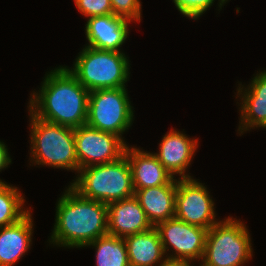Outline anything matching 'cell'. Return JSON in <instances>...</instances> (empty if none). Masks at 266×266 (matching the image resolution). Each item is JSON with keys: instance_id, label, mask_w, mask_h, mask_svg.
<instances>
[{"instance_id": "6da1fadb", "label": "cell", "mask_w": 266, "mask_h": 266, "mask_svg": "<svg viewBox=\"0 0 266 266\" xmlns=\"http://www.w3.org/2000/svg\"><path fill=\"white\" fill-rule=\"evenodd\" d=\"M89 91L66 67L47 73L39 94L33 93L30 111L38 118L77 128L86 125Z\"/></svg>"}, {"instance_id": "7a4b0ae2", "label": "cell", "mask_w": 266, "mask_h": 266, "mask_svg": "<svg viewBox=\"0 0 266 266\" xmlns=\"http://www.w3.org/2000/svg\"><path fill=\"white\" fill-rule=\"evenodd\" d=\"M56 208L50 242L64 247H85L108 234L107 204L83 198L69 187Z\"/></svg>"}, {"instance_id": "3957f363", "label": "cell", "mask_w": 266, "mask_h": 266, "mask_svg": "<svg viewBox=\"0 0 266 266\" xmlns=\"http://www.w3.org/2000/svg\"><path fill=\"white\" fill-rule=\"evenodd\" d=\"M79 172L80 176L70 187L83 198L109 204L134 196L126 155L114 162L84 167Z\"/></svg>"}, {"instance_id": "277c9868", "label": "cell", "mask_w": 266, "mask_h": 266, "mask_svg": "<svg viewBox=\"0 0 266 266\" xmlns=\"http://www.w3.org/2000/svg\"><path fill=\"white\" fill-rule=\"evenodd\" d=\"M69 71L89 92L125 87L129 76V61L122 52L85 46Z\"/></svg>"}, {"instance_id": "5b68a950", "label": "cell", "mask_w": 266, "mask_h": 266, "mask_svg": "<svg viewBox=\"0 0 266 266\" xmlns=\"http://www.w3.org/2000/svg\"><path fill=\"white\" fill-rule=\"evenodd\" d=\"M30 116L31 157L35 159L36 164L78 172L74 128L42 120L31 111Z\"/></svg>"}, {"instance_id": "8992f818", "label": "cell", "mask_w": 266, "mask_h": 266, "mask_svg": "<svg viewBox=\"0 0 266 266\" xmlns=\"http://www.w3.org/2000/svg\"><path fill=\"white\" fill-rule=\"evenodd\" d=\"M250 241L242 222L230 217L219 221L207 232L200 266H241L252 257Z\"/></svg>"}, {"instance_id": "52a82bcc", "label": "cell", "mask_w": 266, "mask_h": 266, "mask_svg": "<svg viewBox=\"0 0 266 266\" xmlns=\"http://www.w3.org/2000/svg\"><path fill=\"white\" fill-rule=\"evenodd\" d=\"M130 104L125 87L90 91L86 125L122 138L133 121Z\"/></svg>"}, {"instance_id": "ba28073f", "label": "cell", "mask_w": 266, "mask_h": 266, "mask_svg": "<svg viewBox=\"0 0 266 266\" xmlns=\"http://www.w3.org/2000/svg\"><path fill=\"white\" fill-rule=\"evenodd\" d=\"M79 169L114 162L125 155L123 138L83 125L74 128Z\"/></svg>"}, {"instance_id": "9c48e42d", "label": "cell", "mask_w": 266, "mask_h": 266, "mask_svg": "<svg viewBox=\"0 0 266 266\" xmlns=\"http://www.w3.org/2000/svg\"><path fill=\"white\" fill-rule=\"evenodd\" d=\"M174 217L208 230L217 223L214 202L202 183L192 178L177 181Z\"/></svg>"}, {"instance_id": "30bf717a", "label": "cell", "mask_w": 266, "mask_h": 266, "mask_svg": "<svg viewBox=\"0 0 266 266\" xmlns=\"http://www.w3.org/2000/svg\"><path fill=\"white\" fill-rule=\"evenodd\" d=\"M159 233L164 252L169 251L168 244L175 250L173 259L203 258L208 229L190 225L173 217L155 226Z\"/></svg>"}, {"instance_id": "8fae6325", "label": "cell", "mask_w": 266, "mask_h": 266, "mask_svg": "<svg viewBox=\"0 0 266 266\" xmlns=\"http://www.w3.org/2000/svg\"><path fill=\"white\" fill-rule=\"evenodd\" d=\"M107 208L109 235L124 238L153 227L134 196L109 203Z\"/></svg>"}, {"instance_id": "7c38bea8", "label": "cell", "mask_w": 266, "mask_h": 266, "mask_svg": "<svg viewBox=\"0 0 266 266\" xmlns=\"http://www.w3.org/2000/svg\"><path fill=\"white\" fill-rule=\"evenodd\" d=\"M129 20L109 14L90 17L85 25L88 46L108 51L121 52V45L128 36Z\"/></svg>"}, {"instance_id": "4fadbf2b", "label": "cell", "mask_w": 266, "mask_h": 266, "mask_svg": "<svg viewBox=\"0 0 266 266\" xmlns=\"http://www.w3.org/2000/svg\"><path fill=\"white\" fill-rule=\"evenodd\" d=\"M125 155L131 168L134 190L177 183L154 154L127 146Z\"/></svg>"}, {"instance_id": "5bb4252c", "label": "cell", "mask_w": 266, "mask_h": 266, "mask_svg": "<svg viewBox=\"0 0 266 266\" xmlns=\"http://www.w3.org/2000/svg\"><path fill=\"white\" fill-rule=\"evenodd\" d=\"M196 140H190L185 134L171 130L159 144V153L154 155L172 176L177 173L181 175V179L192 178L185 171L198 145Z\"/></svg>"}, {"instance_id": "9a60e30c", "label": "cell", "mask_w": 266, "mask_h": 266, "mask_svg": "<svg viewBox=\"0 0 266 266\" xmlns=\"http://www.w3.org/2000/svg\"><path fill=\"white\" fill-rule=\"evenodd\" d=\"M134 191V197L153 227L174 217L177 183H167Z\"/></svg>"}, {"instance_id": "2e32d148", "label": "cell", "mask_w": 266, "mask_h": 266, "mask_svg": "<svg viewBox=\"0 0 266 266\" xmlns=\"http://www.w3.org/2000/svg\"><path fill=\"white\" fill-rule=\"evenodd\" d=\"M31 218L29 212L19 222L0 228V266H13L30 248Z\"/></svg>"}, {"instance_id": "e0dca14e", "label": "cell", "mask_w": 266, "mask_h": 266, "mask_svg": "<svg viewBox=\"0 0 266 266\" xmlns=\"http://www.w3.org/2000/svg\"><path fill=\"white\" fill-rule=\"evenodd\" d=\"M244 95V96H243ZM241 124L242 133L247 128H266V71L257 74L242 94ZM244 130V131H242Z\"/></svg>"}, {"instance_id": "ac0fdd59", "label": "cell", "mask_w": 266, "mask_h": 266, "mask_svg": "<svg viewBox=\"0 0 266 266\" xmlns=\"http://www.w3.org/2000/svg\"><path fill=\"white\" fill-rule=\"evenodd\" d=\"M130 266H154L165 255L155 227L123 238Z\"/></svg>"}, {"instance_id": "d6986e66", "label": "cell", "mask_w": 266, "mask_h": 266, "mask_svg": "<svg viewBox=\"0 0 266 266\" xmlns=\"http://www.w3.org/2000/svg\"><path fill=\"white\" fill-rule=\"evenodd\" d=\"M96 248L97 266H130L126 244L123 238L105 235L86 246Z\"/></svg>"}, {"instance_id": "ffe728a7", "label": "cell", "mask_w": 266, "mask_h": 266, "mask_svg": "<svg viewBox=\"0 0 266 266\" xmlns=\"http://www.w3.org/2000/svg\"><path fill=\"white\" fill-rule=\"evenodd\" d=\"M23 203L17 187L0 183V228L19 222L30 212L23 210Z\"/></svg>"}, {"instance_id": "44dd1931", "label": "cell", "mask_w": 266, "mask_h": 266, "mask_svg": "<svg viewBox=\"0 0 266 266\" xmlns=\"http://www.w3.org/2000/svg\"><path fill=\"white\" fill-rule=\"evenodd\" d=\"M112 14L125 18L126 20H136L140 22L141 3L140 0H110Z\"/></svg>"}, {"instance_id": "7402d4cb", "label": "cell", "mask_w": 266, "mask_h": 266, "mask_svg": "<svg viewBox=\"0 0 266 266\" xmlns=\"http://www.w3.org/2000/svg\"><path fill=\"white\" fill-rule=\"evenodd\" d=\"M79 11L86 17L112 14L110 0H74Z\"/></svg>"}, {"instance_id": "603a6c76", "label": "cell", "mask_w": 266, "mask_h": 266, "mask_svg": "<svg viewBox=\"0 0 266 266\" xmlns=\"http://www.w3.org/2000/svg\"><path fill=\"white\" fill-rule=\"evenodd\" d=\"M177 9L191 19H197L204 13L214 0H173Z\"/></svg>"}, {"instance_id": "cb8c5ba5", "label": "cell", "mask_w": 266, "mask_h": 266, "mask_svg": "<svg viewBox=\"0 0 266 266\" xmlns=\"http://www.w3.org/2000/svg\"><path fill=\"white\" fill-rule=\"evenodd\" d=\"M11 163V159L7 152V148L3 142L0 141V171L8 166ZM0 183L2 181L0 180Z\"/></svg>"}, {"instance_id": "d4e9b609", "label": "cell", "mask_w": 266, "mask_h": 266, "mask_svg": "<svg viewBox=\"0 0 266 266\" xmlns=\"http://www.w3.org/2000/svg\"><path fill=\"white\" fill-rule=\"evenodd\" d=\"M189 262H191L189 259H173L166 256L158 266H190Z\"/></svg>"}]
</instances>
